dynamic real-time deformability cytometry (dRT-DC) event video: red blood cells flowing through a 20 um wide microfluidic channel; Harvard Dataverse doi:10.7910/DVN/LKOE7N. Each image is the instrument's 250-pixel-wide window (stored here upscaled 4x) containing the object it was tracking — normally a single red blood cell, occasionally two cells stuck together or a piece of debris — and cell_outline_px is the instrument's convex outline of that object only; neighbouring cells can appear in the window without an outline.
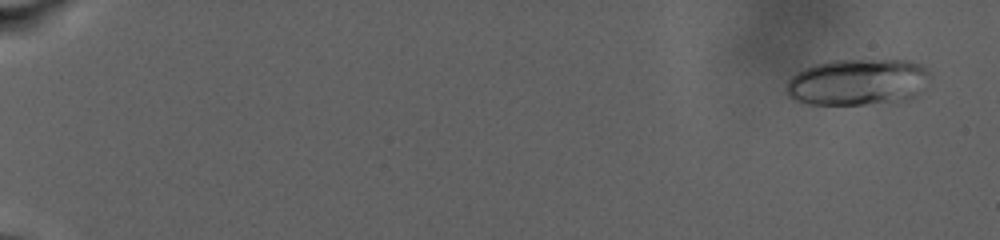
{"species": "human", "species_latin": "Homo sapiens", "temperature_condition": "warm", "stored_images_in_passage": 31, "camera_frame_rate_fps": 3000, "um_per_image_px": 0.085, "donor": {"sex": "male"}, "frame": {"image": 1, "passage_image": 7, "time_ms": 1.333, "image_size_px": [1000, 240], "cell_outline_px": [[932, 76], [912, 96], [904, 100], [892, 104], [808, 104], [792, 100], [784, 92], [784, 88], [788, 80], [792, 76], [804, 68], [816, 64], [832, 60], [912, 60], [928, 68]], "centroid_in_image_um": [72.88, 6.98], "position_along_channel_um": 12.1, "area_um2": 39.42}}
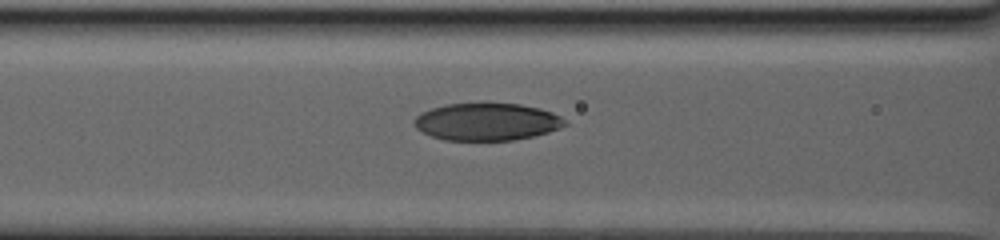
{"frame": {"image": 2, "passage_image": 28, "time_ms": 14.0, "image_size_px": [1000, 240], "cell_outline_px": [[568, 124], [560, 128], [548, 132], [532, 136], [512, 140], [444, 140], [432, 136], [416, 128], [412, 124], [412, 120], [420, 112], [444, 104], [484, 100], [488, 100], [520, 104], [540, 108], [552, 112], [560, 116]], "centroid_in_image_um": [41.35, 10.3], "position_along_channel_um": 125.3, "area_um2": 33.87}}
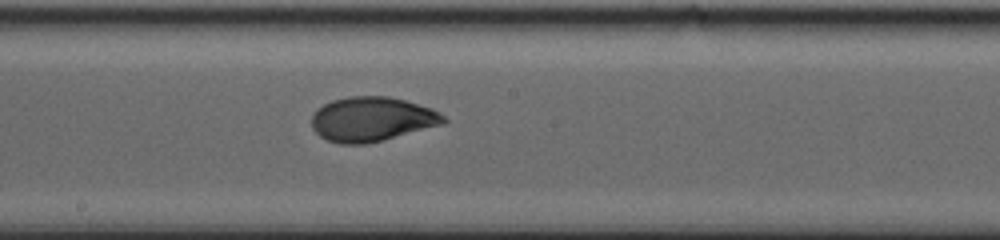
{"frame": {"image": 3, "passage_image": 31, "time_ms": 17.667, "image_size_px": [1000, 240], "cell_outline_px": [[448, 120], [444, 124], [364, 144], [340, 144], [328, 140], [320, 136], [312, 128], [312, 112], [316, 108], [332, 100], [348, 96], [388, 96], [404, 100], [432, 108], [440, 112]], "centroid_in_image_um": [31.59, 10.11], "position_along_channel_um": 216.6, "area_um2": 34.16}}